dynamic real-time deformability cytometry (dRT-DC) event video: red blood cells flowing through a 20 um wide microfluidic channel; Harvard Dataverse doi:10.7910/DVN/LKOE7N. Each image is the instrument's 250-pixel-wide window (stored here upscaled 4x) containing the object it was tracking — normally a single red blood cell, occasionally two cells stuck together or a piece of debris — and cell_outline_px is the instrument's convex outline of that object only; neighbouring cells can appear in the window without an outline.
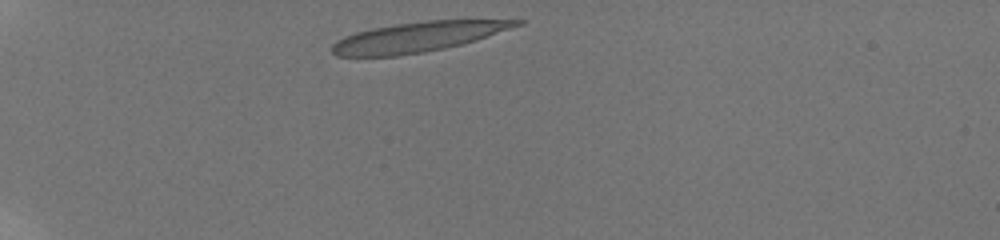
{"species": "human", "species_latin": "Homo sapiens", "temperature_condition": "room temperature", "stored_images_in_passage": 15, "camera_frame_rate_fps": 3000, "um_per_image_px": 0.085, "donor": {"sex": "male"}, "frame": {"image": 1, "passage_image": 1, "time_ms": 0.0, "image_size_px": [1000, 240], "cell_outline_px": [[528, 20], [524, 24], [476, 40], [444, 48], [424, 52], [396, 56], [336, 56], [328, 48], [336, 40], [344, 36], [356, 32], [372, 28], [396, 24], [428, 20]], "centroid_in_image_um": [35.49, 3.14], "position_along_channel_um": 49.5, "area_um2": 32.14}}
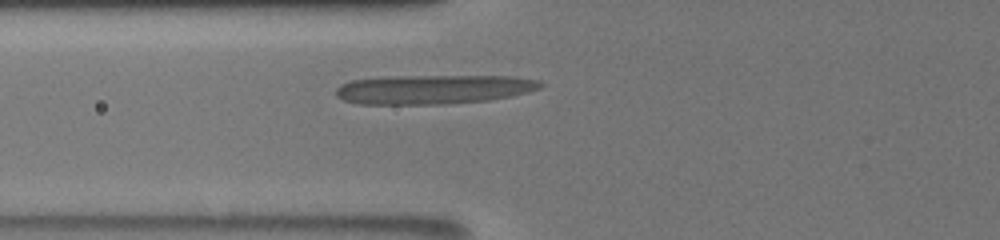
{"frame": {"image": 2, "passage_image": 7, "time_ms": 2.333, "image_size_px": [1000, 240], "cell_outline_px": [[544, 84], [540, 88], [528, 92], [512, 96], [488, 100], [448, 104], [356, 104], [344, 100], [336, 96], [336, 88], [340, 84], [352, 80], [396, 76], [512, 76], [540, 80]], "centroid_in_image_um": [36.86, 7.6], "position_along_channel_um": 88.9, "area_um2": 35.03}}
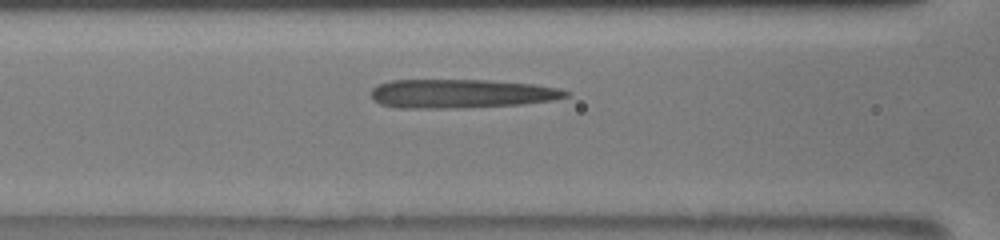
{"frame": {"image": 3, "passage_image": 10, "time_ms": 3.333, "image_size_px": [1000, 240], "cell_outline_px": [[572, 92], [568, 96], [552, 100], [524, 104], [460, 108], [400, 108], [380, 104], [372, 100], [372, 88], [380, 84], [392, 80], [488, 80], [536, 84], [560, 88]], "centroid_in_image_um": [39.24, 7.96], "position_along_channel_um": 127.4, "area_um2": 33.0}}